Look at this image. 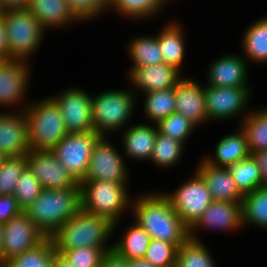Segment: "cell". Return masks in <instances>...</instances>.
I'll use <instances>...</instances> for the list:
<instances>
[{
	"instance_id": "obj_19",
	"label": "cell",
	"mask_w": 267,
	"mask_h": 267,
	"mask_svg": "<svg viewBox=\"0 0 267 267\" xmlns=\"http://www.w3.org/2000/svg\"><path fill=\"white\" fill-rule=\"evenodd\" d=\"M199 81L185 74L175 86V112L184 115L198 128L209 122L205 108V87Z\"/></svg>"
},
{
	"instance_id": "obj_4",
	"label": "cell",
	"mask_w": 267,
	"mask_h": 267,
	"mask_svg": "<svg viewBox=\"0 0 267 267\" xmlns=\"http://www.w3.org/2000/svg\"><path fill=\"white\" fill-rule=\"evenodd\" d=\"M130 185L132 183L84 179L80 183L82 209L108 218L114 223L113 235L116 236V231L124 221L122 218L131 215L133 194H130Z\"/></svg>"
},
{
	"instance_id": "obj_48",
	"label": "cell",
	"mask_w": 267,
	"mask_h": 267,
	"mask_svg": "<svg viewBox=\"0 0 267 267\" xmlns=\"http://www.w3.org/2000/svg\"><path fill=\"white\" fill-rule=\"evenodd\" d=\"M51 267H74L60 253L55 252Z\"/></svg>"
},
{
	"instance_id": "obj_47",
	"label": "cell",
	"mask_w": 267,
	"mask_h": 267,
	"mask_svg": "<svg viewBox=\"0 0 267 267\" xmlns=\"http://www.w3.org/2000/svg\"><path fill=\"white\" fill-rule=\"evenodd\" d=\"M0 59H8V44L5 26L0 12Z\"/></svg>"
},
{
	"instance_id": "obj_38",
	"label": "cell",
	"mask_w": 267,
	"mask_h": 267,
	"mask_svg": "<svg viewBox=\"0 0 267 267\" xmlns=\"http://www.w3.org/2000/svg\"><path fill=\"white\" fill-rule=\"evenodd\" d=\"M42 190L40 181L26 166L16 183L13 196L17 200L19 207L24 211L38 198Z\"/></svg>"
},
{
	"instance_id": "obj_24",
	"label": "cell",
	"mask_w": 267,
	"mask_h": 267,
	"mask_svg": "<svg viewBox=\"0 0 267 267\" xmlns=\"http://www.w3.org/2000/svg\"><path fill=\"white\" fill-rule=\"evenodd\" d=\"M28 10L46 32L83 24L71 11L66 0H30Z\"/></svg>"
},
{
	"instance_id": "obj_18",
	"label": "cell",
	"mask_w": 267,
	"mask_h": 267,
	"mask_svg": "<svg viewBox=\"0 0 267 267\" xmlns=\"http://www.w3.org/2000/svg\"><path fill=\"white\" fill-rule=\"evenodd\" d=\"M125 76L139 99L140 93L145 94L175 87L184 74L172 65L161 63L133 67Z\"/></svg>"
},
{
	"instance_id": "obj_17",
	"label": "cell",
	"mask_w": 267,
	"mask_h": 267,
	"mask_svg": "<svg viewBox=\"0 0 267 267\" xmlns=\"http://www.w3.org/2000/svg\"><path fill=\"white\" fill-rule=\"evenodd\" d=\"M250 65L241 53H224L208 64L203 83L215 87H253L249 83Z\"/></svg>"
},
{
	"instance_id": "obj_39",
	"label": "cell",
	"mask_w": 267,
	"mask_h": 267,
	"mask_svg": "<svg viewBox=\"0 0 267 267\" xmlns=\"http://www.w3.org/2000/svg\"><path fill=\"white\" fill-rule=\"evenodd\" d=\"M26 166V155L4 159L0 168V195H13L16 183Z\"/></svg>"
},
{
	"instance_id": "obj_29",
	"label": "cell",
	"mask_w": 267,
	"mask_h": 267,
	"mask_svg": "<svg viewBox=\"0 0 267 267\" xmlns=\"http://www.w3.org/2000/svg\"><path fill=\"white\" fill-rule=\"evenodd\" d=\"M128 40L126 44L127 55L130 59L131 66L128 73L133 67H142L157 65L163 63L162 53L158 43V33L155 35H135Z\"/></svg>"
},
{
	"instance_id": "obj_51",
	"label": "cell",
	"mask_w": 267,
	"mask_h": 267,
	"mask_svg": "<svg viewBox=\"0 0 267 267\" xmlns=\"http://www.w3.org/2000/svg\"><path fill=\"white\" fill-rule=\"evenodd\" d=\"M5 158L6 157L3 154H0V168Z\"/></svg>"
},
{
	"instance_id": "obj_3",
	"label": "cell",
	"mask_w": 267,
	"mask_h": 267,
	"mask_svg": "<svg viewBox=\"0 0 267 267\" xmlns=\"http://www.w3.org/2000/svg\"><path fill=\"white\" fill-rule=\"evenodd\" d=\"M128 87L111 88L112 90L107 89L92 94V121L94 131L100 136H116L118 132L121 135V131L133 123L131 119L138 111L136 109L139 107L140 99L138 100L132 88Z\"/></svg>"
},
{
	"instance_id": "obj_40",
	"label": "cell",
	"mask_w": 267,
	"mask_h": 267,
	"mask_svg": "<svg viewBox=\"0 0 267 267\" xmlns=\"http://www.w3.org/2000/svg\"><path fill=\"white\" fill-rule=\"evenodd\" d=\"M177 250L173 243L151 239L143 259L156 267H176Z\"/></svg>"
},
{
	"instance_id": "obj_2",
	"label": "cell",
	"mask_w": 267,
	"mask_h": 267,
	"mask_svg": "<svg viewBox=\"0 0 267 267\" xmlns=\"http://www.w3.org/2000/svg\"><path fill=\"white\" fill-rule=\"evenodd\" d=\"M113 226L108 218L84 211L82 208L49 238L55 252L79 247L102 248L106 253L113 251ZM111 242H110V240Z\"/></svg>"
},
{
	"instance_id": "obj_42",
	"label": "cell",
	"mask_w": 267,
	"mask_h": 267,
	"mask_svg": "<svg viewBox=\"0 0 267 267\" xmlns=\"http://www.w3.org/2000/svg\"><path fill=\"white\" fill-rule=\"evenodd\" d=\"M60 254L74 267H101L107 253L102 248L79 247L62 250Z\"/></svg>"
},
{
	"instance_id": "obj_23",
	"label": "cell",
	"mask_w": 267,
	"mask_h": 267,
	"mask_svg": "<svg viewBox=\"0 0 267 267\" xmlns=\"http://www.w3.org/2000/svg\"><path fill=\"white\" fill-rule=\"evenodd\" d=\"M199 159L194 170L202 177L213 200L242 203L244 195L237 188L229 168L212 166Z\"/></svg>"
},
{
	"instance_id": "obj_7",
	"label": "cell",
	"mask_w": 267,
	"mask_h": 267,
	"mask_svg": "<svg viewBox=\"0 0 267 267\" xmlns=\"http://www.w3.org/2000/svg\"><path fill=\"white\" fill-rule=\"evenodd\" d=\"M2 20L7 36L8 59L31 63L40 51L47 32L28 9L2 12Z\"/></svg>"
},
{
	"instance_id": "obj_49",
	"label": "cell",
	"mask_w": 267,
	"mask_h": 267,
	"mask_svg": "<svg viewBox=\"0 0 267 267\" xmlns=\"http://www.w3.org/2000/svg\"><path fill=\"white\" fill-rule=\"evenodd\" d=\"M126 261L128 262V267H156L144 259H132Z\"/></svg>"
},
{
	"instance_id": "obj_31",
	"label": "cell",
	"mask_w": 267,
	"mask_h": 267,
	"mask_svg": "<svg viewBox=\"0 0 267 267\" xmlns=\"http://www.w3.org/2000/svg\"><path fill=\"white\" fill-rule=\"evenodd\" d=\"M238 125L245 133L250 153L267 150V107L254 109Z\"/></svg>"
},
{
	"instance_id": "obj_21",
	"label": "cell",
	"mask_w": 267,
	"mask_h": 267,
	"mask_svg": "<svg viewBox=\"0 0 267 267\" xmlns=\"http://www.w3.org/2000/svg\"><path fill=\"white\" fill-rule=\"evenodd\" d=\"M131 123L125 130H122L120 149L125 157L136 162H149L152 155L155 139L157 136V126L153 123Z\"/></svg>"
},
{
	"instance_id": "obj_12",
	"label": "cell",
	"mask_w": 267,
	"mask_h": 267,
	"mask_svg": "<svg viewBox=\"0 0 267 267\" xmlns=\"http://www.w3.org/2000/svg\"><path fill=\"white\" fill-rule=\"evenodd\" d=\"M102 138L95 131L67 134L53 149L61 164L81 183L96 143Z\"/></svg>"
},
{
	"instance_id": "obj_13",
	"label": "cell",
	"mask_w": 267,
	"mask_h": 267,
	"mask_svg": "<svg viewBox=\"0 0 267 267\" xmlns=\"http://www.w3.org/2000/svg\"><path fill=\"white\" fill-rule=\"evenodd\" d=\"M60 91L50 96L60 108L68 134L94 131L91 110L92 93L76 84Z\"/></svg>"
},
{
	"instance_id": "obj_46",
	"label": "cell",
	"mask_w": 267,
	"mask_h": 267,
	"mask_svg": "<svg viewBox=\"0 0 267 267\" xmlns=\"http://www.w3.org/2000/svg\"><path fill=\"white\" fill-rule=\"evenodd\" d=\"M101 267H128V262L112 251L107 253L103 258Z\"/></svg>"
},
{
	"instance_id": "obj_10",
	"label": "cell",
	"mask_w": 267,
	"mask_h": 267,
	"mask_svg": "<svg viewBox=\"0 0 267 267\" xmlns=\"http://www.w3.org/2000/svg\"><path fill=\"white\" fill-rule=\"evenodd\" d=\"M183 181L175 190H162V193L170 200L181 221L191 229L214 200L202 177L195 170Z\"/></svg>"
},
{
	"instance_id": "obj_14",
	"label": "cell",
	"mask_w": 267,
	"mask_h": 267,
	"mask_svg": "<svg viewBox=\"0 0 267 267\" xmlns=\"http://www.w3.org/2000/svg\"><path fill=\"white\" fill-rule=\"evenodd\" d=\"M243 206L240 202L213 201L190 229V238L203 241L200 231L232 234L243 231ZM241 229V230H240Z\"/></svg>"
},
{
	"instance_id": "obj_16",
	"label": "cell",
	"mask_w": 267,
	"mask_h": 267,
	"mask_svg": "<svg viewBox=\"0 0 267 267\" xmlns=\"http://www.w3.org/2000/svg\"><path fill=\"white\" fill-rule=\"evenodd\" d=\"M26 161L43 189L80 187V183L61 164L52 150H30L26 154Z\"/></svg>"
},
{
	"instance_id": "obj_28",
	"label": "cell",
	"mask_w": 267,
	"mask_h": 267,
	"mask_svg": "<svg viewBox=\"0 0 267 267\" xmlns=\"http://www.w3.org/2000/svg\"><path fill=\"white\" fill-rule=\"evenodd\" d=\"M131 222L124 227L121 237L113 240V252L125 260L143 259L151 237L136 221Z\"/></svg>"
},
{
	"instance_id": "obj_34",
	"label": "cell",
	"mask_w": 267,
	"mask_h": 267,
	"mask_svg": "<svg viewBox=\"0 0 267 267\" xmlns=\"http://www.w3.org/2000/svg\"><path fill=\"white\" fill-rule=\"evenodd\" d=\"M213 258L205 243L189 238L178 247L176 267H216Z\"/></svg>"
},
{
	"instance_id": "obj_35",
	"label": "cell",
	"mask_w": 267,
	"mask_h": 267,
	"mask_svg": "<svg viewBox=\"0 0 267 267\" xmlns=\"http://www.w3.org/2000/svg\"><path fill=\"white\" fill-rule=\"evenodd\" d=\"M228 168L237 188L243 195L263 186L258 164L252 155L233 163Z\"/></svg>"
},
{
	"instance_id": "obj_5",
	"label": "cell",
	"mask_w": 267,
	"mask_h": 267,
	"mask_svg": "<svg viewBox=\"0 0 267 267\" xmlns=\"http://www.w3.org/2000/svg\"><path fill=\"white\" fill-rule=\"evenodd\" d=\"M82 208L81 186L67 189H43L24 212L49 238Z\"/></svg>"
},
{
	"instance_id": "obj_32",
	"label": "cell",
	"mask_w": 267,
	"mask_h": 267,
	"mask_svg": "<svg viewBox=\"0 0 267 267\" xmlns=\"http://www.w3.org/2000/svg\"><path fill=\"white\" fill-rule=\"evenodd\" d=\"M185 151L186 145L184 143L157 132L149 162L155 166V169L168 171L179 165L185 156Z\"/></svg>"
},
{
	"instance_id": "obj_8",
	"label": "cell",
	"mask_w": 267,
	"mask_h": 267,
	"mask_svg": "<svg viewBox=\"0 0 267 267\" xmlns=\"http://www.w3.org/2000/svg\"><path fill=\"white\" fill-rule=\"evenodd\" d=\"M204 87L209 124L224 123L235 118L241 123L250 113L252 109L250 102L254 97L253 87H215L205 84Z\"/></svg>"
},
{
	"instance_id": "obj_41",
	"label": "cell",
	"mask_w": 267,
	"mask_h": 267,
	"mask_svg": "<svg viewBox=\"0 0 267 267\" xmlns=\"http://www.w3.org/2000/svg\"><path fill=\"white\" fill-rule=\"evenodd\" d=\"M74 15L82 22H93L108 12L111 0H66ZM106 12V13H105Z\"/></svg>"
},
{
	"instance_id": "obj_1",
	"label": "cell",
	"mask_w": 267,
	"mask_h": 267,
	"mask_svg": "<svg viewBox=\"0 0 267 267\" xmlns=\"http://www.w3.org/2000/svg\"><path fill=\"white\" fill-rule=\"evenodd\" d=\"M131 216L151 237L175 244L177 247L190 238V229L173 210L170 200L162 191L134 194Z\"/></svg>"
},
{
	"instance_id": "obj_44",
	"label": "cell",
	"mask_w": 267,
	"mask_h": 267,
	"mask_svg": "<svg viewBox=\"0 0 267 267\" xmlns=\"http://www.w3.org/2000/svg\"><path fill=\"white\" fill-rule=\"evenodd\" d=\"M30 0H0V11L27 10Z\"/></svg>"
},
{
	"instance_id": "obj_27",
	"label": "cell",
	"mask_w": 267,
	"mask_h": 267,
	"mask_svg": "<svg viewBox=\"0 0 267 267\" xmlns=\"http://www.w3.org/2000/svg\"><path fill=\"white\" fill-rule=\"evenodd\" d=\"M176 0H111L108 12L121 18L144 24V21L156 20ZM170 2V3H169ZM170 5H169V4Z\"/></svg>"
},
{
	"instance_id": "obj_11",
	"label": "cell",
	"mask_w": 267,
	"mask_h": 267,
	"mask_svg": "<svg viewBox=\"0 0 267 267\" xmlns=\"http://www.w3.org/2000/svg\"><path fill=\"white\" fill-rule=\"evenodd\" d=\"M112 139L114 137H102L96 143L89 161L85 179L130 184L132 179L129 165H127V160H125L120 147Z\"/></svg>"
},
{
	"instance_id": "obj_33",
	"label": "cell",
	"mask_w": 267,
	"mask_h": 267,
	"mask_svg": "<svg viewBox=\"0 0 267 267\" xmlns=\"http://www.w3.org/2000/svg\"><path fill=\"white\" fill-rule=\"evenodd\" d=\"M244 228L267 230V186H261L243 197Z\"/></svg>"
},
{
	"instance_id": "obj_9",
	"label": "cell",
	"mask_w": 267,
	"mask_h": 267,
	"mask_svg": "<svg viewBox=\"0 0 267 267\" xmlns=\"http://www.w3.org/2000/svg\"><path fill=\"white\" fill-rule=\"evenodd\" d=\"M33 63L26 60L0 59V110L21 111L30 103L28 91ZM2 108V109H1Z\"/></svg>"
},
{
	"instance_id": "obj_22",
	"label": "cell",
	"mask_w": 267,
	"mask_h": 267,
	"mask_svg": "<svg viewBox=\"0 0 267 267\" xmlns=\"http://www.w3.org/2000/svg\"><path fill=\"white\" fill-rule=\"evenodd\" d=\"M178 19V20H177ZM168 19L158 31V43L162 53L163 63L172 65L185 74L182 67L186 61L187 30L180 18ZM185 31V32H184ZM186 42V43H185Z\"/></svg>"
},
{
	"instance_id": "obj_37",
	"label": "cell",
	"mask_w": 267,
	"mask_h": 267,
	"mask_svg": "<svg viewBox=\"0 0 267 267\" xmlns=\"http://www.w3.org/2000/svg\"><path fill=\"white\" fill-rule=\"evenodd\" d=\"M156 126L159 133L185 145H187L190 138H193L196 128L199 130L188 118L177 112L160 120Z\"/></svg>"
},
{
	"instance_id": "obj_50",
	"label": "cell",
	"mask_w": 267,
	"mask_h": 267,
	"mask_svg": "<svg viewBox=\"0 0 267 267\" xmlns=\"http://www.w3.org/2000/svg\"><path fill=\"white\" fill-rule=\"evenodd\" d=\"M3 224L0 223V266L2 265V247H3Z\"/></svg>"
},
{
	"instance_id": "obj_36",
	"label": "cell",
	"mask_w": 267,
	"mask_h": 267,
	"mask_svg": "<svg viewBox=\"0 0 267 267\" xmlns=\"http://www.w3.org/2000/svg\"><path fill=\"white\" fill-rule=\"evenodd\" d=\"M54 254L52 240L47 238L34 249L7 260L0 267H51Z\"/></svg>"
},
{
	"instance_id": "obj_25",
	"label": "cell",
	"mask_w": 267,
	"mask_h": 267,
	"mask_svg": "<svg viewBox=\"0 0 267 267\" xmlns=\"http://www.w3.org/2000/svg\"><path fill=\"white\" fill-rule=\"evenodd\" d=\"M233 133L221 136L215 143L213 154L204 153L201 158L208 164L216 167H230L251 155L245 133L239 125Z\"/></svg>"
},
{
	"instance_id": "obj_45",
	"label": "cell",
	"mask_w": 267,
	"mask_h": 267,
	"mask_svg": "<svg viewBox=\"0 0 267 267\" xmlns=\"http://www.w3.org/2000/svg\"><path fill=\"white\" fill-rule=\"evenodd\" d=\"M256 160L261 177L263 180V186H267V150L257 151L251 154Z\"/></svg>"
},
{
	"instance_id": "obj_15",
	"label": "cell",
	"mask_w": 267,
	"mask_h": 267,
	"mask_svg": "<svg viewBox=\"0 0 267 267\" xmlns=\"http://www.w3.org/2000/svg\"><path fill=\"white\" fill-rule=\"evenodd\" d=\"M3 231L2 264L47 239L24 211L4 223Z\"/></svg>"
},
{
	"instance_id": "obj_6",
	"label": "cell",
	"mask_w": 267,
	"mask_h": 267,
	"mask_svg": "<svg viewBox=\"0 0 267 267\" xmlns=\"http://www.w3.org/2000/svg\"><path fill=\"white\" fill-rule=\"evenodd\" d=\"M24 113L30 150L51 151L68 134L60 108L51 96L31 100Z\"/></svg>"
},
{
	"instance_id": "obj_20",
	"label": "cell",
	"mask_w": 267,
	"mask_h": 267,
	"mask_svg": "<svg viewBox=\"0 0 267 267\" xmlns=\"http://www.w3.org/2000/svg\"><path fill=\"white\" fill-rule=\"evenodd\" d=\"M30 151L24 110L0 111V154L24 156Z\"/></svg>"
},
{
	"instance_id": "obj_43",
	"label": "cell",
	"mask_w": 267,
	"mask_h": 267,
	"mask_svg": "<svg viewBox=\"0 0 267 267\" xmlns=\"http://www.w3.org/2000/svg\"><path fill=\"white\" fill-rule=\"evenodd\" d=\"M23 210L19 207L13 195H0V223H7Z\"/></svg>"
},
{
	"instance_id": "obj_26",
	"label": "cell",
	"mask_w": 267,
	"mask_h": 267,
	"mask_svg": "<svg viewBox=\"0 0 267 267\" xmlns=\"http://www.w3.org/2000/svg\"><path fill=\"white\" fill-rule=\"evenodd\" d=\"M240 37L241 54L250 64L267 65V15L251 21Z\"/></svg>"
},
{
	"instance_id": "obj_30",
	"label": "cell",
	"mask_w": 267,
	"mask_h": 267,
	"mask_svg": "<svg viewBox=\"0 0 267 267\" xmlns=\"http://www.w3.org/2000/svg\"><path fill=\"white\" fill-rule=\"evenodd\" d=\"M142 114L145 122L157 124L160 120L175 112V87L140 94Z\"/></svg>"
}]
</instances>
